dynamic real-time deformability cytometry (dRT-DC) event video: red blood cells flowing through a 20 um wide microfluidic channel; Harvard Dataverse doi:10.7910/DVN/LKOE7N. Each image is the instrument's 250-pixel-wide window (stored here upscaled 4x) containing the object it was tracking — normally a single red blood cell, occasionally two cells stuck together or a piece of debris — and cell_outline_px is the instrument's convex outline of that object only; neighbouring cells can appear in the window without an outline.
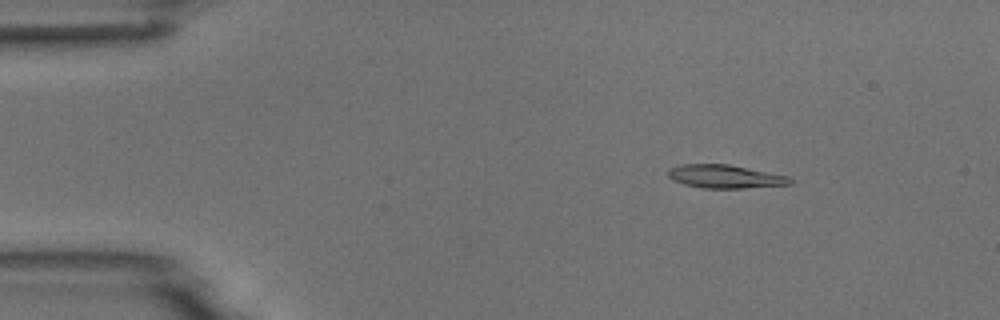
{"species": "common noctule bat (a hibernating species)", "species_latin": "Nyctalus noctula", "temperature_condition": "room temperature", "stored_images_in_passage": 5, "camera_frame_rate_fps": 3000, "um_per_image_px": 0.085, "animal": {"sex": "male", "body_mass_g": 18.8}, "frame": {"image": 1, "passage_image": 3, "time_ms": 0.667, "image_size_px": [1000, 320], "cell_outline_px": [[792, 184], [744, 188], [704, 188], [684, 184], [672, 180], [668, 176], [668, 168], [680, 164], [728, 164], [788, 176], [792, 180]], "centroid_in_image_um": [61.59, 15.0], "position_along_channel_um": 23.4, "area_um2": 16.53}}